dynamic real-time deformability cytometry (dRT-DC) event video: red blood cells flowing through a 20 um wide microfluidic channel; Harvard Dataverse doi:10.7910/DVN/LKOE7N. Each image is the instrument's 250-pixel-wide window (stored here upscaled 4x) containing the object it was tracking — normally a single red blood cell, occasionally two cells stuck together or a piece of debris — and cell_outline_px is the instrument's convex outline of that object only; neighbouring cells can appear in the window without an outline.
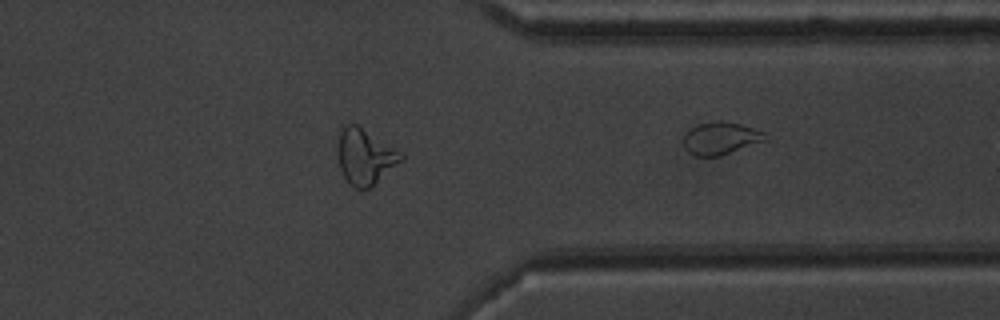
{"species": "common noctule bat (a hibernating species)", "species_latin": "Nyctalus noctula", "temperature_condition": "warm", "stored_images_in_passage": 36, "segment_of_instrument_passage": [2, 2], "camera_frame_rate_fps": 3000, "um_per_image_px": 0.085, "animal": {"sex": "male", "body_mass_g": 20.1, "forearm_length_mm": 53.5}, "frame": {"image": 1, "passage_image": 36, "time_ms": 11.667, "image_size_px": [1000, 320], "cell_outline_px": [[772, 140], [720, 156], [696, 156], [688, 152], [684, 144], [684, 132], [696, 124], [740, 124], [764, 132]], "centroid_in_image_um": [61.32, 11.81], "position_along_channel_um": 350.1, "area_um2": 15.26}}